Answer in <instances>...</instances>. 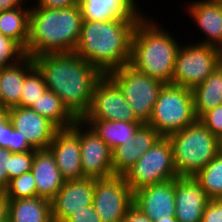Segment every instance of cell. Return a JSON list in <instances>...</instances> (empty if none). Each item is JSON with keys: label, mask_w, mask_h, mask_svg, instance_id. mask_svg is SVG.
Here are the masks:
<instances>
[{"label": "cell", "mask_w": 222, "mask_h": 222, "mask_svg": "<svg viewBox=\"0 0 222 222\" xmlns=\"http://www.w3.org/2000/svg\"><path fill=\"white\" fill-rule=\"evenodd\" d=\"M33 59L47 89L59 96L77 120H82L91 107L95 84L103 74L74 52L43 54Z\"/></svg>", "instance_id": "obj_1"}, {"label": "cell", "mask_w": 222, "mask_h": 222, "mask_svg": "<svg viewBox=\"0 0 222 222\" xmlns=\"http://www.w3.org/2000/svg\"><path fill=\"white\" fill-rule=\"evenodd\" d=\"M139 19L83 20L74 53L92 64L103 75L129 64L131 39Z\"/></svg>", "instance_id": "obj_2"}, {"label": "cell", "mask_w": 222, "mask_h": 222, "mask_svg": "<svg viewBox=\"0 0 222 222\" xmlns=\"http://www.w3.org/2000/svg\"><path fill=\"white\" fill-rule=\"evenodd\" d=\"M33 4H30L26 55L34 58L43 54L74 52L83 24L80 6L47 9Z\"/></svg>", "instance_id": "obj_3"}, {"label": "cell", "mask_w": 222, "mask_h": 222, "mask_svg": "<svg viewBox=\"0 0 222 222\" xmlns=\"http://www.w3.org/2000/svg\"><path fill=\"white\" fill-rule=\"evenodd\" d=\"M148 16L144 14L134 28L129 65L165 84H172L181 42L176 41V37L162 27L163 24H158L157 19Z\"/></svg>", "instance_id": "obj_4"}, {"label": "cell", "mask_w": 222, "mask_h": 222, "mask_svg": "<svg viewBox=\"0 0 222 222\" xmlns=\"http://www.w3.org/2000/svg\"><path fill=\"white\" fill-rule=\"evenodd\" d=\"M167 137L178 177H194L221 151V141L199 119Z\"/></svg>", "instance_id": "obj_5"}, {"label": "cell", "mask_w": 222, "mask_h": 222, "mask_svg": "<svg viewBox=\"0 0 222 222\" xmlns=\"http://www.w3.org/2000/svg\"><path fill=\"white\" fill-rule=\"evenodd\" d=\"M197 119L192 90L165 84L153 107L148 125L161 136L167 137L186 128Z\"/></svg>", "instance_id": "obj_6"}, {"label": "cell", "mask_w": 222, "mask_h": 222, "mask_svg": "<svg viewBox=\"0 0 222 222\" xmlns=\"http://www.w3.org/2000/svg\"><path fill=\"white\" fill-rule=\"evenodd\" d=\"M120 88L125 100L142 124H148L164 82L126 64L107 74Z\"/></svg>", "instance_id": "obj_7"}, {"label": "cell", "mask_w": 222, "mask_h": 222, "mask_svg": "<svg viewBox=\"0 0 222 222\" xmlns=\"http://www.w3.org/2000/svg\"><path fill=\"white\" fill-rule=\"evenodd\" d=\"M186 43L177 52L172 84L192 90L220 65L222 50L212 45Z\"/></svg>", "instance_id": "obj_8"}, {"label": "cell", "mask_w": 222, "mask_h": 222, "mask_svg": "<svg viewBox=\"0 0 222 222\" xmlns=\"http://www.w3.org/2000/svg\"><path fill=\"white\" fill-rule=\"evenodd\" d=\"M123 176L133 192L177 178L169 138L161 136Z\"/></svg>", "instance_id": "obj_9"}, {"label": "cell", "mask_w": 222, "mask_h": 222, "mask_svg": "<svg viewBox=\"0 0 222 222\" xmlns=\"http://www.w3.org/2000/svg\"><path fill=\"white\" fill-rule=\"evenodd\" d=\"M92 205L102 222H122L133 206V191L123 175L95 179Z\"/></svg>", "instance_id": "obj_10"}, {"label": "cell", "mask_w": 222, "mask_h": 222, "mask_svg": "<svg viewBox=\"0 0 222 222\" xmlns=\"http://www.w3.org/2000/svg\"><path fill=\"white\" fill-rule=\"evenodd\" d=\"M82 120L140 122L118 85L108 75H103L95 84L91 107Z\"/></svg>", "instance_id": "obj_11"}, {"label": "cell", "mask_w": 222, "mask_h": 222, "mask_svg": "<svg viewBox=\"0 0 222 222\" xmlns=\"http://www.w3.org/2000/svg\"><path fill=\"white\" fill-rule=\"evenodd\" d=\"M47 149L54 156L64 181L83 178L80 120H77L71 128L58 129Z\"/></svg>", "instance_id": "obj_12"}, {"label": "cell", "mask_w": 222, "mask_h": 222, "mask_svg": "<svg viewBox=\"0 0 222 222\" xmlns=\"http://www.w3.org/2000/svg\"><path fill=\"white\" fill-rule=\"evenodd\" d=\"M80 146L83 178L114 175L111 148L83 120H80Z\"/></svg>", "instance_id": "obj_13"}, {"label": "cell", "mask_w": 222, "mask_h": 222, "mask_svg": "<svg viewBox=\"0 0 222 222\" xmlns=\"http://www.w3.org/2000/svg\"><path fill=\"white\" fill-rule=\"evenodd\" d=\"M133 206L152 221L175 217V179L134 191Z\"/></svg>", "instance_id": "obj_14"}, {"label": "cell", "mask_w": 222, "mask_h": 222, "mask_svg": "<svg viewBox=\"0 0 222 222\" xmlns=\"http://www.w3.org/2000/svg\"><path fill=\"white\" fill-rule=\"evenodd\" d=\"M95 179L81 178L65 181L51 200L52 221L64 222L71 214L93 203Z\"/></svg>", "instance_id": "obj_15"}, {"label": "cell", "mask_w": 222, "mask_h": 222, "mask_svg": "<svg viewBox=\"0 0 222 222\" xmlns=\"http://www.w3.org/2000/svg\"><path fill=\"white\" fill-rule=\"evenodd\" d=\"M210 198L194 177L175 178V218L177 222H201Z\"/></svg>", "instance_id": "obj_16"}, {"label": "cell", "mask_w": 222, "mask_h": 222, "mask_svg": "<svg viewBox=\"0 0 222 222\" xmlns=\"http://www.w3.org/2000/svg\"><path fill=\"white\" fill-rule=\"evenodd\" d=\"M13 127L20 131L34 149H47L58 128L31 108L8 109Z\"/></svg>", "instance_id": "obj_17"}, {"label": "cell", "mask_w": 222, "mask_h": 222, "mask_svg": "<svg viewBox=\"0 0 222 222\" xmlns=\"http://www.w3.org/2000/svg\"><path fill=\"white\" fill-rule=\"evenodd\" d=\"M192 2V3H191ZM186 4L185 12L194 21V25L203 33L204 40L196 43L212 45L222 50V2L212 0H194Z\"/></svg>", "instance_id": "obj_18"}, {"label": "cell", "mask_w": 222, "mask_h": 222, "mask_svg": "<svg viewBox=\"0 0 222 222\" xmlns=\"http://www.w3.org/2000/svg\"><path fill=\"white\" fill-rule=\"evenodd\" d=\"M160 137L152 126L142 124L135 132L134 143L116 146L112 150L114 175H124Z\"/></svg>", "instance_id": "obj_19"}, {"label": "cell", "mask_w": 222, "mask_h": 222, "mask_svg": "<svg viewBox=\"0 0 222 222\" xmlns=\"http://www.w3.org/2000/svg\"><path fill=\"white\" fill-rule=\"evenodd\" d=\"M31 172L36 182L37 196L52 200L63 187L64 180L48 149H39L34 153Z\"/></svg>", "instance_id": "obj_20"}, {"label": "cell", "mask_w": 222, "mask_h": 222, "mask_svg": "<svg viewBox=\"0 0 222 222\" xmlns=\"http://www.w3.org/2000/svg\"><path fill=\"white\" fill-rule=\"evenodd\" d=\"M139 0H80L83 20L106 21L116 18H141Z\"/></svg>", "instance_id": "obj_21"}, {"label": "cell", "mask_w": 222, "mask_h": 222, "mask_svg": "<svg viewBox=\"0 0 222 222\" xmlns=\"http://www.w3.org/2000/svg\"><path fill=\"white\" fill-rule=\"evenodd\" d=\"M34 59L26 55L18 63L0 71V88L5 107H20L25 77L35 68Z\"/></svg>", "instance_id": "obj_22"}, {"label": "cell", "mask_w": 222, "mask_h": 222, "mask_svg": "<svg viewBox=\"0 0 222 222\" xmlns=\"http://www.w3.org/2000/svg\"><path fill=\"white\" fill-rule=\"evenodd\" d=\"M8 222H53L51 201L38 196L9 199Z\"/></svg>", "instance_id": "obj_23"}, {"label": "cell", "mask_w": 222, "mask_h": 222, "mask_svg": "<svg viewBox=\"0 0 222 222\" xmlns=\"http://www.w3.org/2000/svg\"><path fill=\"white\" fill-rule=\"evenodd\" d=\"M110 148L134 143L135 132L141 122L83 120Z\"/></svg>", "instance_id": "obj_24"}, {"label": "cell", "mask_w": 222, "mask_h": 222, "mask_svg": "<svg viewBox=\"0 0 222 222\" xmlns=\"http://www.w3.org/2000/svg\"><path fill=\"white\" fill-rule=\"evenodd\" d=\"M221 64L199 85L192 89L195 114L199 118L203 113L221 105L222 97Z\"/></svg>", "instance_id": "obj_25"}, {"label": "cell", "mask_w": 222, "mask_h": 222, "mask_svg": "<svg viewBox=\"0 0 222 222\" xmlns=\"http://www.w3.org/2000/svg\"><path fill=\"white\" fill-rule=\"evenodd\" d=\"M30 108L39 115L47 118L58 129L71 128L77 121L64 106L59 96L48 89Z\"/></svg>", "instance_id": "obj_26"}, {"label": "cell", "mask_w": 222, "mask_h": 222, "mask_svg": "<svg viewBox=\"0 0 222 222\" xmlns=\"http://www.w3.org/2000/svg\"><path fill=\"white\" fill-rule=\"evenodd\" d=\"M30 6L0 12V33L16 41L24 50L29 36Z\"/></svg>", "instance_id": "obj_27"}, {"label": "cell", "mask_w": 222, "mask_h": 222, "mask_svg": "<svg viewBox=\"0 0 222 222\" xmlns=\"http://www.w3.org/2000/svg\"><path fill=\"white\" fill-rule=\"evenodd\" d=\"M194 178L210 199H222V151L201 169Z\"/></svg>", "instance_id": "obj_28"}, {"label": "cell", "mask_w": 222, "mask_h": 222, "mask_svg": "<svg viewBox=\"0 0 222 222\" xmlns=\"http://www.w3.org/2000/svg\"><path fill=\"white\" fill-rule=\"evenodd\" d=\"M47 90L43 74L35 67L24 80L20 107L30 108Z\"/></svg>", "instance_id": "obj_29"}, {"label": "cell", "mask_w": 222, "mask_h": 222, "mask_svg": "<svg viewBox=\"0 0 222 222\" xmlns=\"http://www.w3.org/2000/svg\"><path fill=\"white\" fill-rule=\"evenodd\" d=\"M8 199L37 197L36 182L31 171L9 180L3 192Z\"/></svg>", "instance_id": "obj_30"}, {"label": "cell", "mask_w": 222, "mask_h": 222, "mask_svg": "<svg viewBox=\"0 0 222 222\" xmlns=\"http://www.w3.org/2000/svg\"><path fill=\"white\" fill-rule=\"evenodd\" d=\"M26 56L25 50L14 40L0 33V71Z\"/></svg>", "instance_id": "obj_31"}, {"label": "cell", "mask_w": 222, "mask_h": 222, "mask_svg": "<svg viewBox=\"0 0 222 222\" xmlns=\"http://www.w3.org/2000/svg\"><path fill=\"white\" fill-rule=\"evenodd\" d=\"M37 149L28 152L12 153L10 155V170H8L9 180L31 171L34 153Z\"/></svg>", "instance_id": "obj_32"}, {"label": "cell", "mask_w": 222, "mask_h": 222, "mask_svg": "<svg viewBox=\"0 0 222 222\" xmlns=\"http://www.w3.org/2000/svg\"><path fill=\"white\" fill-rule=\"evenodd\" d=\"M220 141L222 139V104L203 113L198 118Z\"/></svg>", "instance_id": "obj_33"}, {"label": "cell", "mask_w": 222, "mask_h": 222, "mask_svg": "<svg viewBox=\"0 0 222 222\" xmlns=\"http://www.w3.org/2000/svg\"><path fill=\"white\" fill-rule=\"evenodd\" d=\"M13 124L10 121L8 109L0 111V148L10 151Z\"/></svg>", "instance_id": "obj_34"}, {"label": "cell", "mask_w": 222, "mask_h": 222, "mask_svg": "<svg viewBox=\"0 0 222 222\" xmlns=\"http://www.w3.org/2000/svg\"><path fill=\"white\" fill-rule=\"evenodd\" d=\"M201 222H222V199H210Z\"/></svg>", "instance_id": "obj_35"}, {"label": "cell", "mask_w": 222, "mask_h": 222, "mask_svg": "<svg viewBox=\"0 0 222 222\" xmlns=\"http://www.w3.org/2000/svg\"><path fill=\"white\" fill-rule=\"evenodd\" d=\"M64 222H102L93 205L84 206V209L75 211Z\"/></svg>", "instance_id": "obj_36"}, {"label": "cell", "mask_w": 222, "mask_h": 222, "mask_svg": "<svg viewBox=\"0 0 222 222\" xmlns=\"http://www.w3.org/2000/svg\"><path fill=\"white\" fill-rule=\"evenodd\" d=\"M10 152L8 149L0 148V192L8 186V170H10Z\"/></svg>", "instance_id": "obj_37"}, {"label": "cell", "mask_w": 222, "mask_h": 222, "mask_svg": "<svg viewBox=\"0 0 222 222\" xmlns=\"http://www.w3.org/2000/svg\"><path fill=\"white\" fill-rule=\"evenodd\" d=\"M34 148L29 144L27 139L20 133L19 130H12V139L10 144V152L19 153V152H28L32 151Z\"/></svg>", "instance_id": "obj_38"}, {"label": "cell", "mask_w": 222, "mask_h": 222, "mask_svg": "<svg viewBox=\"0 0 222 222\" xmlns=\"http://www.w3.org/2000/svg\"><path fill=\"white\" fill-rule=\"evenodd\" d=\"M35 2L38 7L47 9H63L80 4V0H36Z\"/></svg>", "instance_id": "obj_39"}, {"label": "cell", "mask_w": 222, "mask_h": 222, "mask_svg": "<svg viewBox=\"0 0 222 222\" xmlns=\"http://www.w3.org/2000/svg\"><path fill=\"white\" fill-rule=\"evenodd\" d=\"M122 222H154L146 215L141 213L136 207L132 206L126 213Z\"/></svg>", "instance_id": "obj_40"}, {"label": "cell", "mask_w": 222, "mask_h": 222, "mask_svg": "<svg viewBox=\"0 0 222 222\" xmlns=\"http://www.w3.org/2000/svg\"><path fill=\"white\" fill-rule=\"evenodd\" d=\"M27 0H0V12L13 10L21 6H27Z\"/></svg>", "instance_id": "obj_41"}, {"label": "cell", "mask_w": 222, "mask_h": 222, "mask_svg": "<svg viewBox=\"0 0 222 222\" xmlns=\"http://www.w3.org/2000/svg\"><path fill=\"white\" fill-rule=\"evenodd\" d=\"M9 199L0 192V222H8Z\"/></svg>", "instance_id": "obj_42"}, {"label": "cell", "mask_w": 222, "mask_h": 222, "mask_svg": "<svg viewBox=\"0 0 222 222\" xmlns=\"http://www.w3.org/2000/svg\"><path fill=\"white\" fill-rule=\"evenodd\" d=\"M154 222H177L175 217H168V219L158 218Z\"/></svg>", "instance_id": "obj_43"}, {"label": "cell", "mask_w": 222, "mask_h": 222, "mask_svg": "<svg viewBox=\"0 0 222 222\" xmlns=\"http://www.w3.org/2000/svg\"><path fill=\"white\" fill-rule=\"evenodd\" d=\"M7 110L5 107L4 101L2 99V93H1V88H0V111Z\"/></svg>", "instance_id": "obj_44"}, {"label": "cell", "mask_w": 222, "mask_h": 222, "mask_svg": "<svg viewBox=\"0 0 222 222\" xmlns=\"http://www.w3.org/2000/svg\"><path fill=\"white\" fill-rule=\"evenodd\" d=\"M220 64L222 66V51H221V55H220Z\"/></svg>", "instance_id": "obj_45"}, {"label": "cell", "mask_w": 222, "mask_h": 222, "mask_svg": "<svg viewBox=\"0 0 222 222\" xmlns=\"http://www.w3.org/2000/svg\"><path fill=\"white\" fill-rule=\"evenodd\" d=\"M212 1H215V2H222V0H212Z\"/></svg>", "instance_id": "obj_46"}]
</instances>
